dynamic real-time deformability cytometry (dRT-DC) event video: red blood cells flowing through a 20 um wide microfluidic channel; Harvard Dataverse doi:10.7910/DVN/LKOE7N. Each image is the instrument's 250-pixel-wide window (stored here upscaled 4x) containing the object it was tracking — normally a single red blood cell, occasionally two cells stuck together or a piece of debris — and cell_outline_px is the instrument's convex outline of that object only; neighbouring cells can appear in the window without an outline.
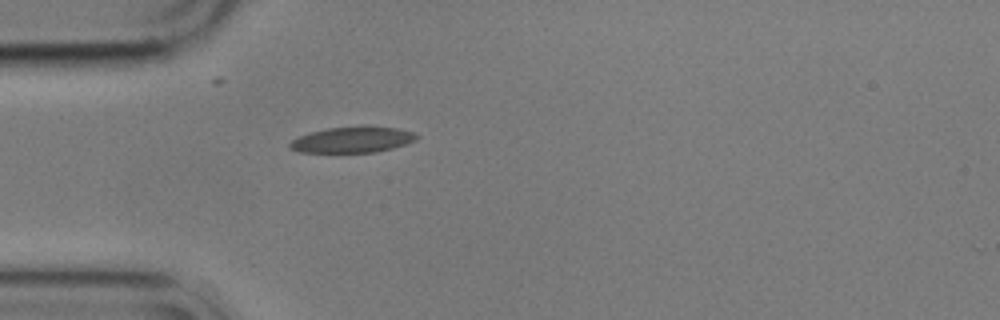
{"species": "common noctule bat (a hibernating species)", "species_latin": "Nyctalus noctula", "temperature_condition": "cold", "stored_images_in_passage": 8, "camera_frame_rate_fps": 3000, "um_per_image_px": 0.085, "animal": {"sex": "male", "body_mass_g": 17.9}, "frame": {"image": 1, "passage_image": 1, "time_ms": 0.0, "image_size_px": [1000, 320], "cell_outline_px": [[420, 136], [416, 140], [392, 148], [376, 152], [300, 152], [288, 148], [288, 144], [292, 140], [300, 136], [312, 132], [328, 128], [364, 124], [396, 128], [412, 132]], "centroid_in_image_um": [29.97, 11.85], "position_along_channel_um": 55.0, "area_um2": 19.36}}
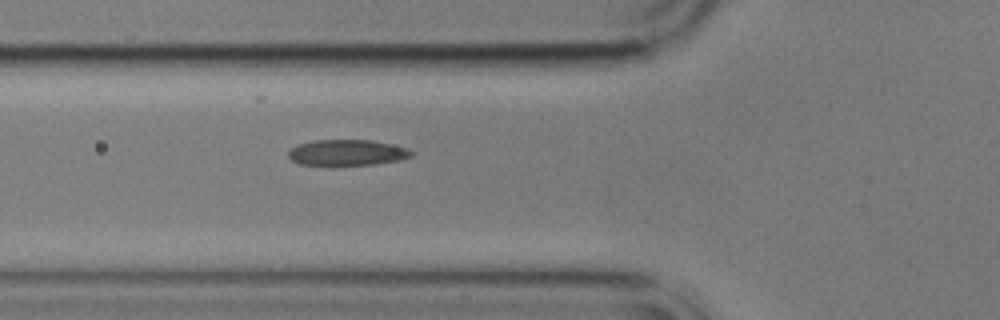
{"frame": {"image": 2, "passage_image": 5, "time_ms": 1.333, "image_size_px": [1000, 320], "cell_outline_px": [[412, 156], [400, 160], [376, 164], [332, 168], [328, 168], [300, 164], [292, 160], [288, 156], [288, 152], [292, 148], [300, 144], [312, 140], [372, 140], [408, 148], [412, 152]], "centroid_in_image_um": [29.46, 13.02], "position_along_channel_um": 96.3, "area_um2": 19.36}}